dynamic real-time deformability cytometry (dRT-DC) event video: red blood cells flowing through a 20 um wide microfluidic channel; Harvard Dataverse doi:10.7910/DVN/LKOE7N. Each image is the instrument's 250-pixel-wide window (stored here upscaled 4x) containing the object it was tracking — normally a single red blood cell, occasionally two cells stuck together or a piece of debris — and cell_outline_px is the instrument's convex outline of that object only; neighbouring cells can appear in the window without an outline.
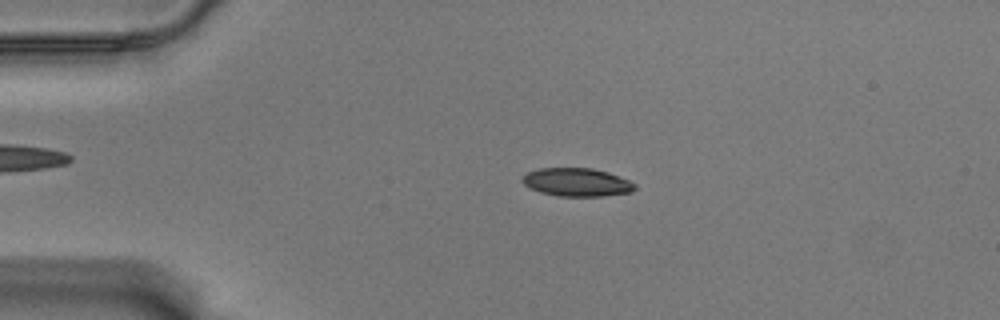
{"species": "Egyptian fruit bat (a non-hibernating species)", "species_latin": "Rousettus aegyptiacus", "temperature_condition": "warm", "stored_images_in_passage": 57, "camera_frame_rate_fps": 3000, "um_per_image_px": 0.085, "animal": {"sex": "male"}, "frame": {"image": 1, "passage_image": 12, "time_ms": 3.667, "image_size_px": [1000, 320], "cell_outline_px": [[636, 188], [632, 192], [604, 196], [556, 196], [540, 192], [528, 188], [520, 180], [528, 172], [540, 168], [592, 168], [608, 172], [628, 180], [636, 184]], "centroid_in_image_um": [49.02, 15.49], "position_along_channel_um": 36.0, "area_um2": 18.61}}
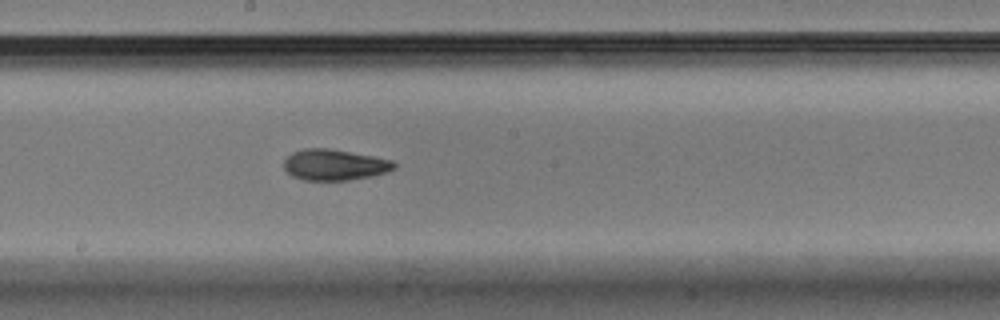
{"frame": {"image": 2, "passage_image": 31, "time_ms": 10.0, "image_size_px": [1000, 320], "cell_outline_px": [[396, 168], [372, 176], [348, 180], [304, 180], [292, 176], [284, 168], [284, 160], [292, 152], [304, 148], [328, 148], [372, 156], [392, 160], [396, 164]], "centroid_in_image_um": [28.41, 14.0], "position_along_channel_um": 219.8, "area_um2": 19.77}}
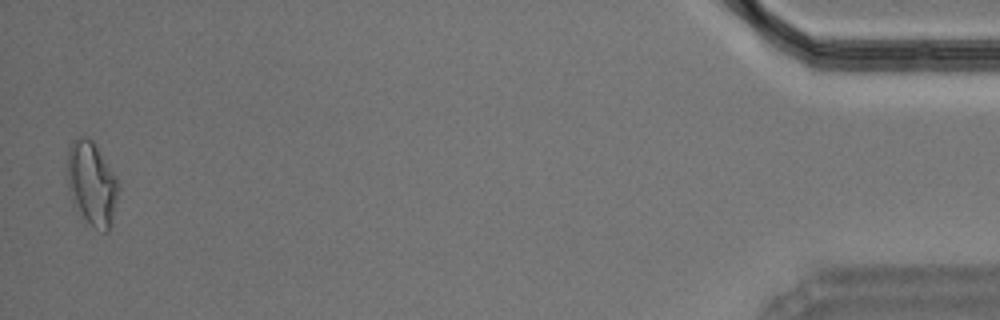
{"frame": {"image": 3, "passage_image": 56, "time_ms": 18.333, "image_size_px": [1000, 320], "cell_outline_px": [[120, 184], [112, 224], [108, 232], [104, 232], [92, 224], [72, 204], [68, 188], [68, 148], [72, 140], [76, 136], [84, 136], [92, 140], [116, 176]], "centroid_in_image_um": [7.81, 15.57], "position_along_channel_um": 427.4, "area_um2": 24.85}, "authors_computed_cell_mechanics": {"area_um2": 19.941, "velocity_mm_per_s": 3.5317, "shape_relaxation_time_tau1_ms": 3.7529, "shape_relaxation_time_tau2_ms": 3.0728, "deformation_change_tau1": 0.1589, "deformation_change_tau2": 0.1011}}